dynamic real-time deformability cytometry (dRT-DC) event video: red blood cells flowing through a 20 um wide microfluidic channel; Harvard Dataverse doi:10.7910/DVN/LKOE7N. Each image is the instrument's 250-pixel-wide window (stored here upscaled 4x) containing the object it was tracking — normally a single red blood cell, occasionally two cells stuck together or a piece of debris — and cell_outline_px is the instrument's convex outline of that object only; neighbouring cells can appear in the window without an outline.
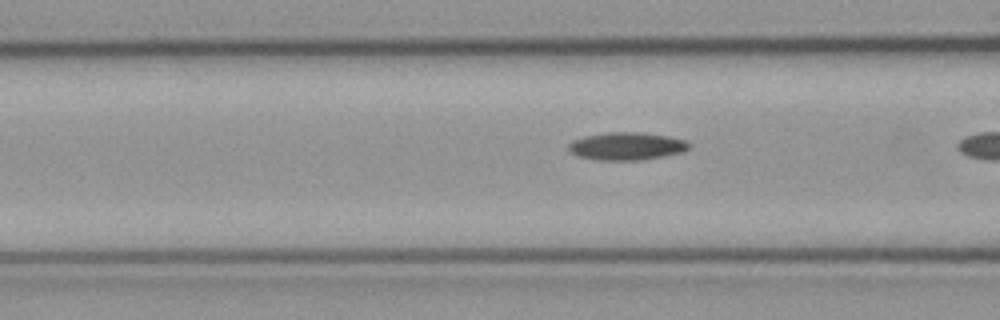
{"species": "common noctule bat (a hibernating species)", "species_latin": "Nyctalus noctula", "temperature_condition": "cold", "stored_images_in_passage": 20, "camera_frame_rate_fps": 3000, "um_per_image_px": 0.085, "animal": {"sex": "male", "body_mass_g": 23.1, "forearm_length_mm": 52.7}, "frame": {"image": 1, "passage_image": 19, "time_ms": 6.0, "image_size_px": [1000, 320], "cell_outline_px": [[688, 148], [684, 152], [664, 156], [640, 160], [596, 160], [580, 156], [572, 152], [568, 148], [568, 144], [572, 140], [584, 136], [608, 132], [640, 132], [668, 136], [684, 140], [688, 144]], "centroid_in_image_um": [53.25, 12.42], "position_along_channel_um": 113.4, "area_um2": 19.36}}